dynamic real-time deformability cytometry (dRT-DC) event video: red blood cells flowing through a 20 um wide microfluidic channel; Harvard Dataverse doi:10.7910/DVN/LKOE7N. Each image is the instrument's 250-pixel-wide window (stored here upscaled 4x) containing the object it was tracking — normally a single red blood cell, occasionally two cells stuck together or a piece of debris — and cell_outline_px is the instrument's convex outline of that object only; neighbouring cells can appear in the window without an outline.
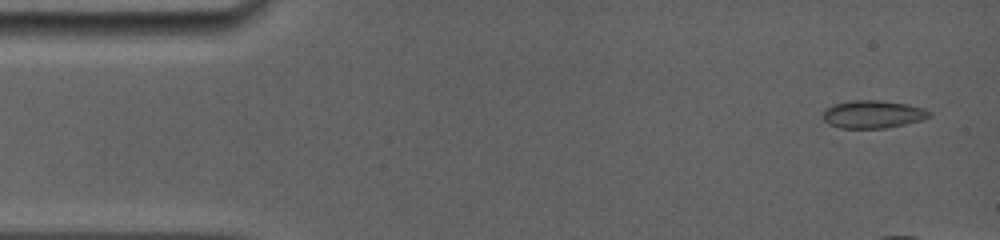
{"species": "common noctule bat (a hibernating species)", "species_latin": "Nyctalus noctula", "temperature_condition": "room temperature", "stored_images_in_passage": 13, "camera_frame_rate_fps": 5000, "um_per_image_px": 0.085, "animal": {"sex": "female", "body_mass_g": 19.0, "forearm_length_mm": 56.7}, "frame": {"image": 1, "passage_image": 1, "time_ms": 0.0, "image_size_px": [1000, 240], "cell_outline_px": [[932, 116], [920, 120], [888, 128], [840, 128], [828, 124], [820, 116], [824, 108], [832, 104], [852, 100], [880, 100], [908, 104], [924, 108], [932, 112]], "centroid_in_image_um": [74.15, 9.7], "position_along_channel_um": 10.8, "area_um2": 17.57}}
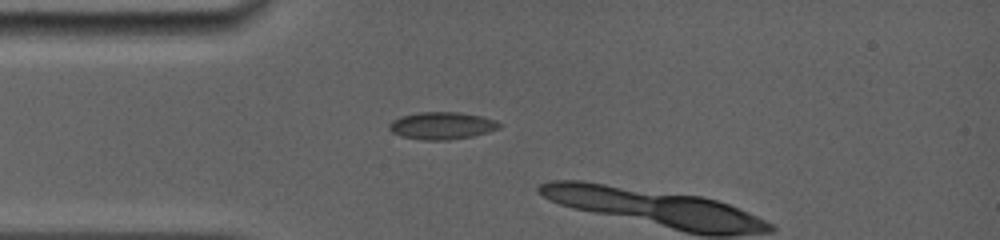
{"frame": {"image": 2, "passage_image": 9, "time_ms": 3.4, "image_size_px": [1000, 240], "cell_outline_px": [[500, 128], [488, 132], [472, 136], [448, 140], [420, 140], [400, 136], [392, 132], [388, 128], [388, 124], [392, 120], [400, 116], [420, 112], [460, 112], [480, 116], [496, 120], [500, 124]], "centroid_in_image_um": [37.52, 10.68], "position_along_channel_um": 47.5, "area_um2": 17.63}}